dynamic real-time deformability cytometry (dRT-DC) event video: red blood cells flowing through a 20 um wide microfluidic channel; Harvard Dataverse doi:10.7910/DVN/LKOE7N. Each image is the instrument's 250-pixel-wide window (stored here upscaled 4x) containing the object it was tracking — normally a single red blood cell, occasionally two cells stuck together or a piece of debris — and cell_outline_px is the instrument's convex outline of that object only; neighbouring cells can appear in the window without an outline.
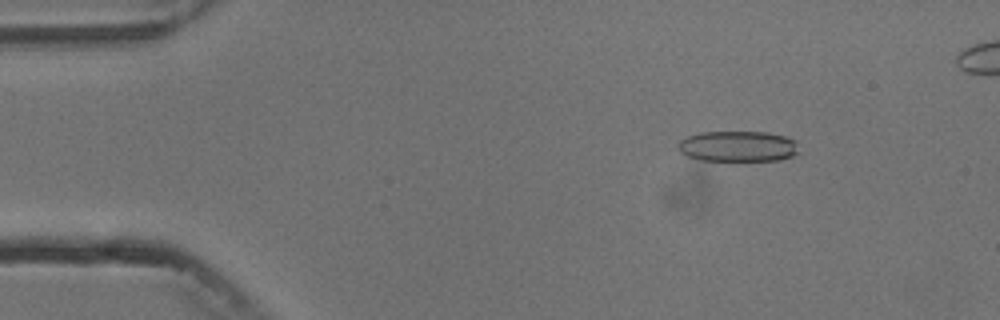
{"species": "common noctule bat (a hibernating species)", "species_latin": "Nyctalus noctula", "temperature_condition": "cold", "stored_images_in_passage": 5, "camera_frame_rate_fps": 3000, "um_per_image_px": 0.085, "animal": {"sex": "male", "body_mass_g": 13.3}, "frame": {"image": 1, "passage_image": 2, "time_ms": 1.333, "image_size_px": [1000, 320], "cell_outline_px": [[800, 152], [792, 156], [780, 160], [700, 160], [688, 156], [680, 152], [676, 144], [680, 140], [688, 136], [700, 132], [768, 132], [784, 136], [796, 140]], "centroid_in_image_um": [62.74, 12.43], "position_along_channel_um": 22.3, "area_um2": 21.73}}